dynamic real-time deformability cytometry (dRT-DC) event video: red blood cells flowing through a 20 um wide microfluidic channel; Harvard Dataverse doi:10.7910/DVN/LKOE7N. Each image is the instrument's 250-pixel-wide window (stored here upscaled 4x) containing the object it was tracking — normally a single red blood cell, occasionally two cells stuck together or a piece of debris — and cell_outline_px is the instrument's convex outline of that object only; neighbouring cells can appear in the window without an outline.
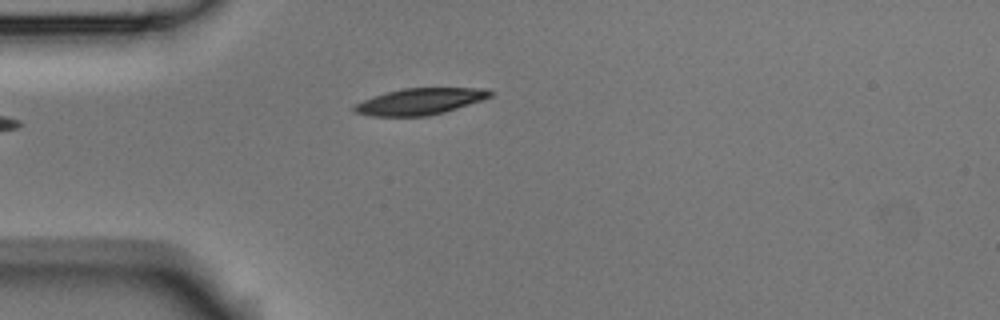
{"species": "Egyptian fruit bat (a non-hibernating species)", "species_latin": "Rousettus aegyptiacus", "temperature_condition": "room temperature", "stored_images_in_passage": 6, "camera_frame_rate_fps": 3000, "um_per_image_px": 0.085, "animal": {"sex": "male"}, "frame": {"image": 1, "passage_image": 4, "time_ms": 1.0, "image_size_px": [1000, 320], "cell_outline_px": [[492, 96], [484, 100], [444, 112], [428, 116], [372, 116], [352, 112], [352, 108], [356, 104], [364, 100], [388, 92], [404, 88], [484, 88], [492, 92]], "centroid_in_image_um": [35.72, 8.63], "position_along_channel_um": 49.3, "area_um2": 20.81}}
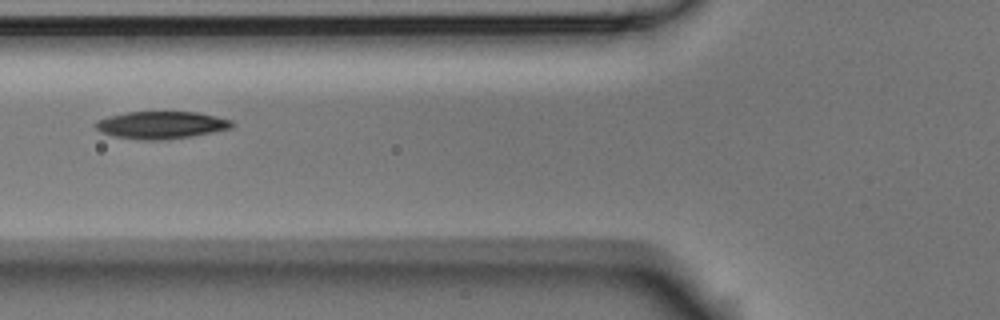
{"frame": {"image": 2, "passage_image": 6, "time_ms": 1.667, "image_size_px": [1000, 320], "cell_outline_px": [[236, 124], [232, 128], [192, 136], [160, 140], [144, 140], [112, 136], [100, 132], [92, 124], [96, 120], [108, 116], [128, 112], [196, 112], [216, 116], [232, 120]], "centroid_in_image_um": [13.68, 10.62], "position_along_channel_um": 112.1, "area_um2": 21.91}}